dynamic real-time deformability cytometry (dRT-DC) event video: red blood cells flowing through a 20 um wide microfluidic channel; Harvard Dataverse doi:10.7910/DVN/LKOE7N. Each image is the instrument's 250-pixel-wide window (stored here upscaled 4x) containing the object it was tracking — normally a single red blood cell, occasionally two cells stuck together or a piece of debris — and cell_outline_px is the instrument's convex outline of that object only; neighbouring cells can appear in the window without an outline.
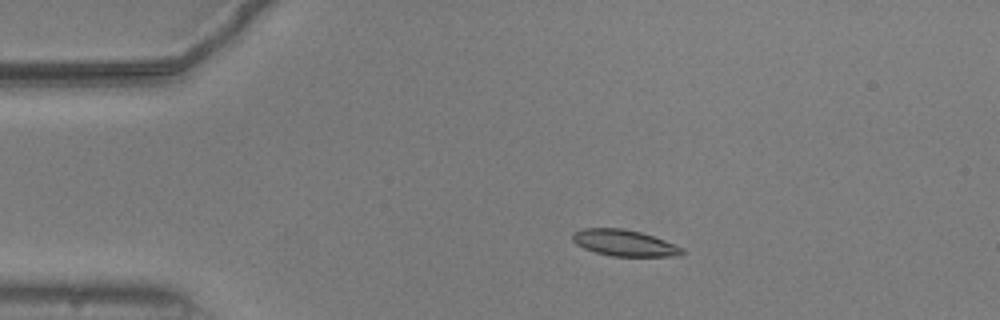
{"species": "common noctule bat (a hibernating species)", "species_latin": "Nyctalus noctula", "temperature_condition": "warm", "stored_images_in_passage": 53, "camera_frame_rate_fps": 3000, "um_per_image_px": 0.085, "animal": {"sex": "male", "body_mass_g": 20.5, "forearm_length_mm": 52.5}, "frame": {"image": 1, "passage_image": 10, "time_ms": 3.0, "image_size_px": [1000, 320], "cell_outline_px": [[684, 252], [680, 256], [612, 256], [596, 252], [584, 248], [576, 244], [572, 240], [572, 232], [584, 228], [620, 228], [640, 232], [664, 240], [684, 248]], "centroid_in_image_um": [53.05, 20.65], "position_along_channel_um": 31.9, "area_um2": 16.7}}
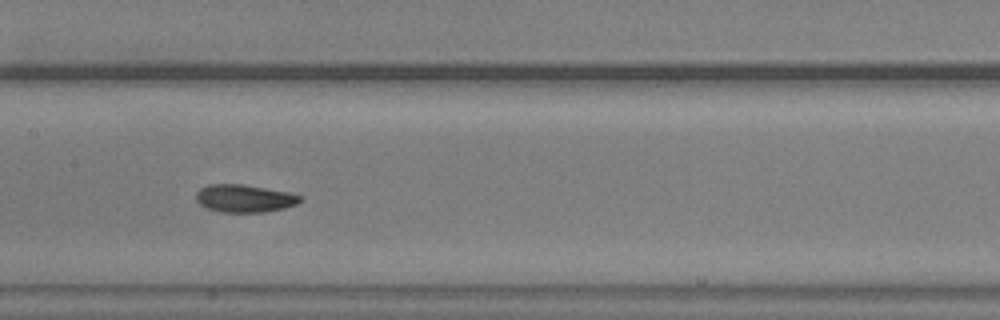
{"frame": {"image": 2, "passage_image": 26, "time_ms": 8.333, "image_size_px": [1000, 320], "cell_outline_px": [[304, 200], [296, 204], [284, 208], [264, 212], [220, 212], [208, 208], [200, 204], [196, 200], [196, 192], [200, 188], [208, 184], [240, 184], [288, 192], [304, 196]], "centroid_in_image_um": [20.79, 16.86], "position_along_channel_um": 186.6, "area_um2": 16.82}}
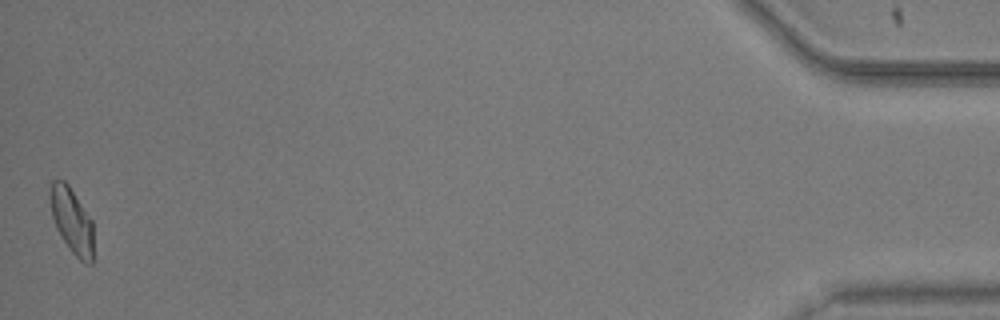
{"frame": {"image": 3, "passage_image": 53, "time_ms": 17.333, "image_size_px": [1000, 320], "cell_outline_px": [[92, 264], [84, 264], [72, 252], [60, 236], [56, 228], [52, 216], [48, 196], [48, 192], [52, 180], [64, 180], [68, 184], [92, 220]], "centroid_in_image_um": [6.07, 18.73], "position_along_channel_um": 429.1, "area_um2": 16.59}, "authors_computed_cell_mechanics": {"area_um2": 16.7042, "velocity_mm_per_s": 3.758, "shape_relaxation_time_tau1_ms": 3.345, "shape_relaxation_time_tau2_ms": 2.6723, "deformation_change_tau1": 0.1173, "deformation_change_tau2": 0.0704}}